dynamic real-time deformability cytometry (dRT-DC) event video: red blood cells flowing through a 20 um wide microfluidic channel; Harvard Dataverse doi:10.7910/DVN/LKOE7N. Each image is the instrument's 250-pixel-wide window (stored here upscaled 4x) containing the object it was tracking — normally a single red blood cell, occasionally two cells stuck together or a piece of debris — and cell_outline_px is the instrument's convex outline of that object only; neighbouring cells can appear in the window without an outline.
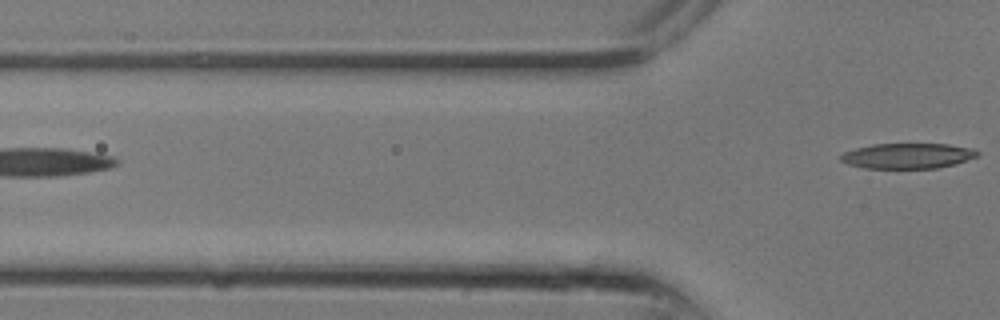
{"species": "common noctule bat (a hibernating species)", "species_latin": "Nyctalus noctula", "temperature_condition": "room temperature", "stored_images_in_passage": 4, "segment_of_instrument_passage": [2, 2], "camera_frame_rate_fps": 3000, "um_per_image_px": 0.085, "animal": {"sex": "male", "body_mass_g": 13.3}, "frame": {"image": 1, "passage_image": 4, "time_ms": 1.0, "image_size_px": [1000, 320], "cell_outline_px": [[980, 152], [976, 156], [956, 164], [936, 168], [864, 168], [848, 164], [840, 160], [840, 156], [844, 152], [856, 148], [872, 144], [948, 144], [976, 148]], "centroid_in_image_um": [77.17, 13.24], "position_along_channel_um": 48.6, "area_um2": 20.23}}